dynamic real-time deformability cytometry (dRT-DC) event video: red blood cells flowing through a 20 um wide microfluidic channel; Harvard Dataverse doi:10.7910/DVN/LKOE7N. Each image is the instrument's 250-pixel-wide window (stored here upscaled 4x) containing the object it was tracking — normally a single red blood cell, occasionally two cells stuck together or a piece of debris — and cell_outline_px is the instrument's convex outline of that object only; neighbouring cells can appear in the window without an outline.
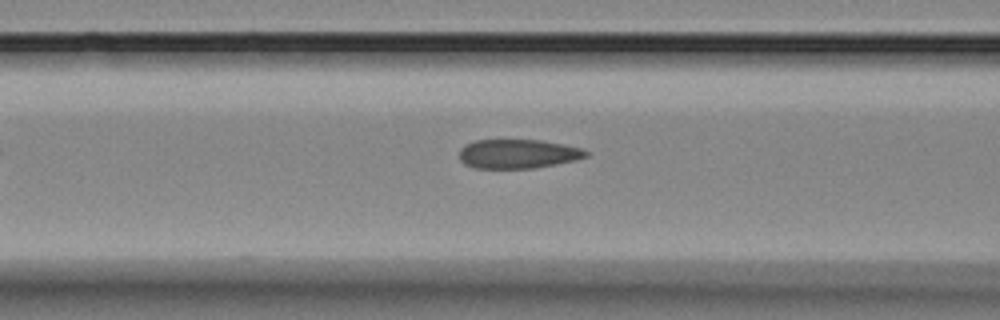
{"species": "Egyptian fruit bat (a non-hibernating species)", "species_latin": "Rousettus aegyptiacus", "temperature_condition": "room temperature", "stored_images_in_passage": 4, "camera_frame_rate_fps": 3000, "um_per_image_px": 0.085, "animal": {"sex": "female"}, "frame": {"image": 1, "passage_image": 4, "time_ms": 4.667, "image_size_px": [1000, 320], "cell_outline_px": [[588, 156], [576, 160], [536, 168], [472, 168], [464, 164], [460, 160], [460, 148], [464, 144], [476, 140], [540, 140], [580, 148], [588, 152]], "centroid_in_image_um": [43.98, 13.08], "position_along_channel_um": 122.6, "area_um2": 21.5}}